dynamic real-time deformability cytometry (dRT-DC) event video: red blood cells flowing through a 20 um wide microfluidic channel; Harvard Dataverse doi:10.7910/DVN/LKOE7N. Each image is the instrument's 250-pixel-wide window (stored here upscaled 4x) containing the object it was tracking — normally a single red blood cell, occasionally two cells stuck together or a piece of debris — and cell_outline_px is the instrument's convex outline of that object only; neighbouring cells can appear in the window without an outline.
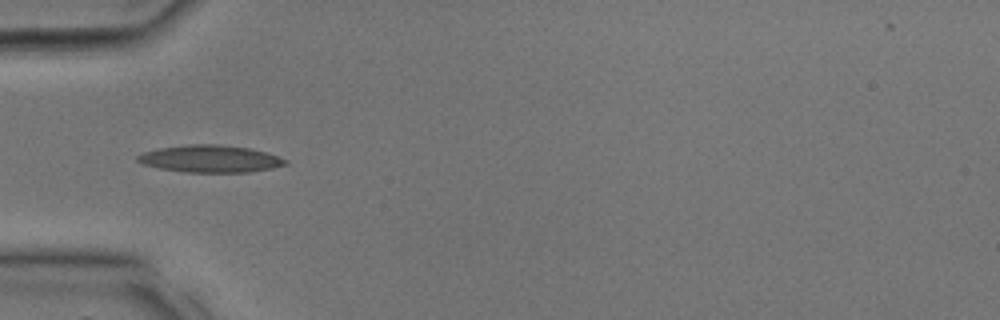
{"species": "common noctule bat (a hibernating species)", "species_latin": "Nyctalus noctula", "temperature_condition": "room temperature", "stored_images_in_passage": 31, "camera_frame_rate_fps": 3000, "um_per_image_px": 0.085, "animal": {"sex": "male", "body_mass_g": 17.9, "forearm_length_mm": 54.2}, "frame": {"image": 1, "passage_image": 10, "time_ms": 3.0, "image_size_px": [1000, 320], "cell_outline_px": [[288, 164], [272, 168], [248, 172], [188, 172], [160, 168], [144, 164], [136, 160], [136, 156], [144, 152], [160, 148], [192, 144], [216, 144], [248, 148], [268, 152], [288, 160]], "centroid_in_image_um": [17.91, 13.49], "position_along_channel_um": 67.1, "area_um2": 23.24}}
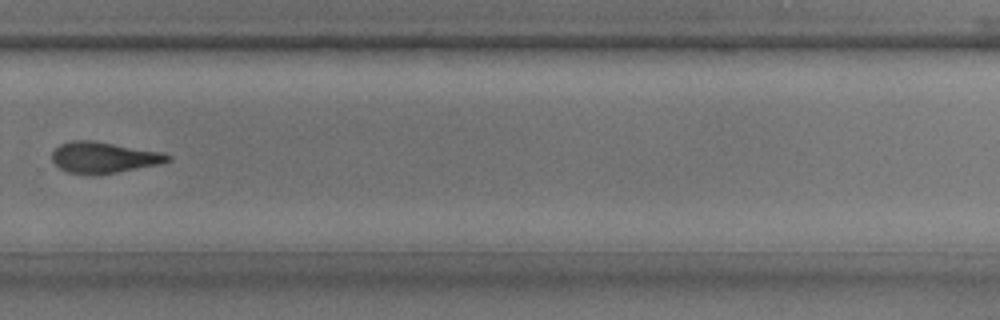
{"frame": {"image": 2, "passage_image": 22, "time_ms": 7.0, "image_size_px": [1000, 320], "cell_outline_px": [[172, 160], [160, 164], [116, 172], [92, 176], [68, 172], [60, 168], [52, 160], [52, 152], [60, 144], [72, 140], [92, 140], [160, 152], [172, 156]], "centroid_in_image_um": [8.8, 13.39], "position_along_channel_um": 321.0, "area_um2": 20.92}}
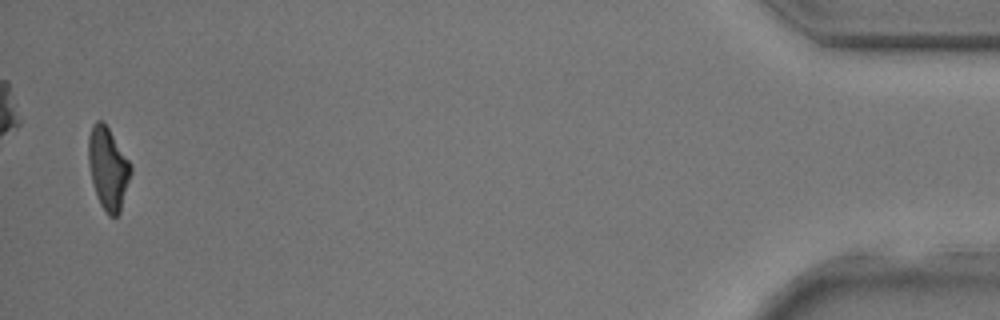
{"frame": {"image": 3, "passage_image": 31, "time_ms": 10.0, "image_size_px": [1000, 320], "cell_outline_px": [[132, 172], [120, 212], [116, 216], [108, 216], [100, 204], [96, 196], [88, 164], [88, 136], [92, 124], [96, 120], [104, 120], [132, 164]], "centroid_in_image_um": [9.19, 14.27], "position_along_channel_um": 426.0, "area_um2": 20.69}}